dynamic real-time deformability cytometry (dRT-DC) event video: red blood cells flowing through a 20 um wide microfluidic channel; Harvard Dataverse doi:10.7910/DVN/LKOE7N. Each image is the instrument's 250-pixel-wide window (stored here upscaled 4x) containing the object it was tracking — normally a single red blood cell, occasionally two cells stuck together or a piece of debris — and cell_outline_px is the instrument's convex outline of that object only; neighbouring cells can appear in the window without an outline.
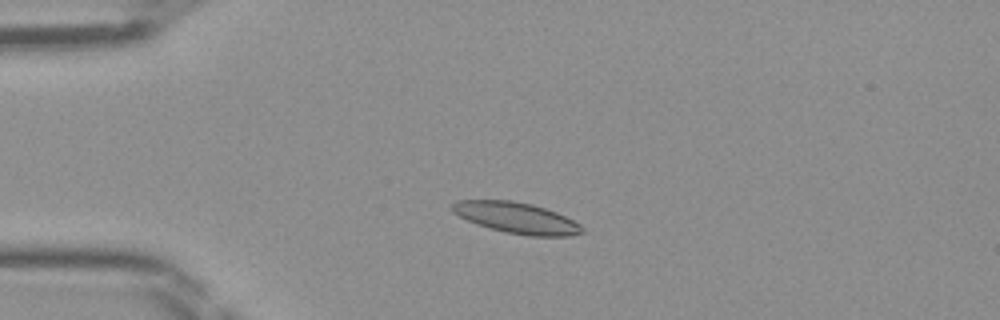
{"species": "Egyptian fruit bat (a non-hibernating species)", "species_latin": "Rousettus aegyptiacus", "temperature_condition": "room temperature", "stored_images_in_passage": 43, "camera_frame_rate_fps": 3000, "um_per_image_px": 0.085, "frame": {"image": 1, "passage_image": 7, "time_ms": 2.0, "image_size_px": [1000, 320], "cell_outline_px": [[584, 232], [572, 236], [528, 236], [504, 232], [488, 228], [476, 224], [452, 212], [452, 204], [456, 200], [512, 200], [532, 204], [556, 212], [580, 224], [584, 228]], "centroid_in_image_um": [43.91, 18.52], "position_along_channel_um": 41.1, "area_um2": 23.52}}
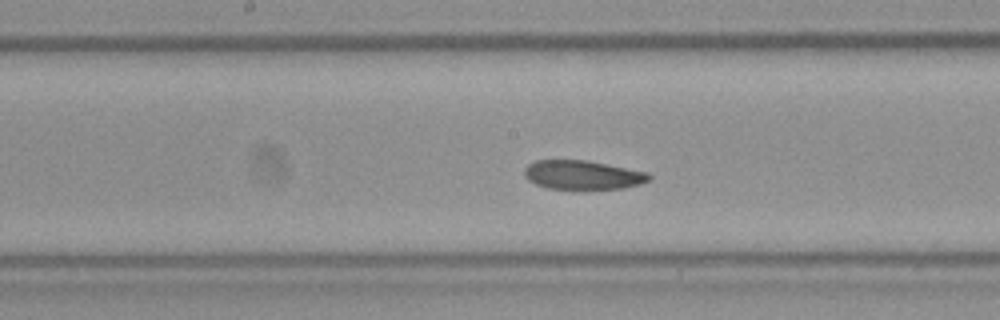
{"frame": {"image": 2, "passage_image": 20, "time_ms": 6.333, "image_size_px": [1000, 320], "cell_outline_px": [[652, 176], [648, 180], [640, 184], [624, 188], [548, 188], [536, 184], [528, 180], [524, 176], [524, 168], [528, 164], [536, 160], [584, 160], [648, 172]], "centroid_in_image_um": [49.5, 14.86], "position_along_channel_um": 198.7, "area_um2": 20.75}}
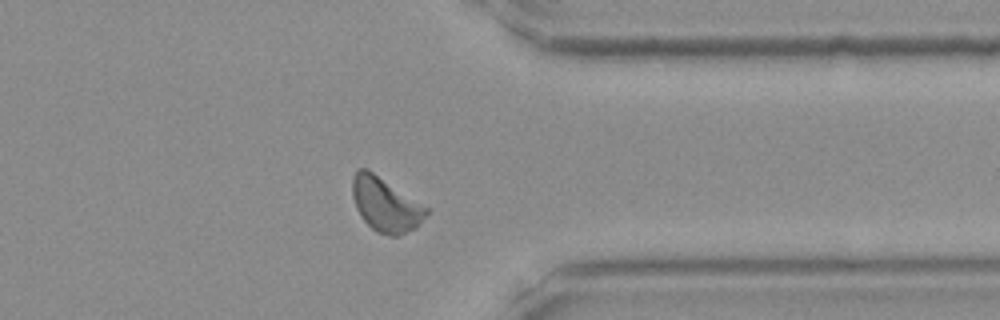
{"frame": {"image": 3, "passage_image": 33, "time_ms": 10.667, "image_size_px": [1000, 320], "cell_outline_px": [[428, 212], [416, 228], [396, 236], [392, 236], [376, 232], [360, 216], [356, 208], [352, 196], [352, 176], [360, 168], [368, 168], [428, 208]], "centroid_in_image_um": [32.74, 17.38], "position_along_channel_um": 378.7, "area_um2": 23.18}}